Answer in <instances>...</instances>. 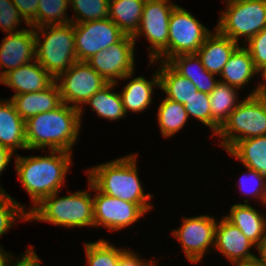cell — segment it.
<instances>
[{"instance_id": "1", "label": "cell", "mask_w": 266, "mask_h": 266, "mask_svg": "<svg viewBox=\"0 0 266 266\" xmlns=\"http://www.w3.org/2000/svg\"><path fill=\"white\" fill-rule=\"evenodd\" d=\"M81 128L80 110L62 103L58 108L32 116L25 121L28 150L48 148L67 151L78 141Z\"/></svg>"}, {"instance_id": "2", "label": "cell", "mask_w": 266, "mask_h": 266, "mask_svg": "<svg viewBox=\"0 0 266 266\" xmlns=\"http://www.w3.org/2000/svg\"><path fill=\"white\" fill-rule=\"evenodd\" d=\"M71 155L70 152L57 150H51L45 156L15 155L18 179L33 201L29 212L44 198L60 191L61 186L65 185V177L72 163Z\"/></svg>"}, {"instance_id": "3", "label": "cell", "mask_w": 266, "mask_h": 266, "mask_svg": "<svg viewBox=\"0 0 266 266\" xmlns=\"http://www.w3.org/2000/svg\"><path fill=\"white\" fill-rule=\"evenodd\" d=\"M137 153L99 164L86 172L100 192L137 205H151L150 193L145 194L139 180Z\"/></svg>"}, {"instance_id": "4", "label": "cell", "mask_w": 266, "mask_h": 266, "mask_svg": "<svg viewBox=\"0 0 266 266\" xmlns=\"http://www.w3.org/2000/svg\"><path fill=\"white\" fill-rule=\"evenodd\" d=\"M89 191H77L59 197L58 191L44 198L29 212V221H44L63 227H94L92 183Z\"/></svg>"}, {"instance_id": "5", "label": "cell", "mask_w": 266, "mask_h": 266, "mask_svg": "<svg viewBox=\"0 0 266 266\" xmlns=\"http://www.w3.org/2000/svg\"><path fill=\"white\" fill-rule=\"evenodd\" d=\"M34 34L36 38V61L54 79L78 61L73 23L40 26L34 28ZM40 35L44 41L40 40Z\"/></svg>"}, {"instance_id": "6", "label": "cell", "mask_w": 266, "mask_h": 266, "mask_svg": "<svg viewBox=\"0 0 266 266\" xmlns=\"http://www.w3.org/2000/svg\"><path fill=\"white\" fill-rule=\"evenodd\" d=\"M216 135L227 152L239 140L266 135V97L256 94L241 100Z\"/></svg>"}, {"instance_id": "7", "label": "cell", "mask_w": 266, "mask_h": 266, "mask_svg": "<svg viewBox=\"0 0 266 266\" xmlns=\"http://www.w3.org/2000/svg\"><path fill=\"white\" fill-rule=\"evenodd\" d=\"M227 9L221 16L216 29L224 36L239 43L244 37L247 42L266 27V0H225Z\"/></svg>"}, {"instance_id": "8", "label": "cell", "mask_w": 266, "mask_h": 266, "mask_svg": "<svg viewBox=\"0 0 266 266\" xmlns=\"http://www.w3.org/2000/svg\"><path fill=\"white\" fill-rule=\"evenodd\" d=\"M176 6L173 2L146 0L138 30L132 36L135 43L138 36H145L151 46L149 65L163 61L168 62L169 19Z\"/></svg>"}, {"instance_id": "9", "label": "cell", "mask_w": 266, "mask_h": 266, "mask_svg": "<svg viewBox=\"0 0 266 266\" xmlns=\"http://www.w3.org/2000/svg\"><path fill=\"white\" fill-rule=\"evenodd\" d=\"M55 81L60 89L62 103H71V106L78 108L80 120L84 111L80 104L83 106L91 96L108 84L86 61H76Z\"/></svg>"}, {"instance_id": "10", "label": "cell", "mask_w": 266, "mask_h": 266, "mask_svg": "<svg viewBox=\"0 0 266 266\" xmlns=\"http://www.w3.org/2000/svg\"><path fill=\"white\" fill-rule=\"evenodd\" d=\"M212 32L189 11L176 5L169 19L168 61L181 54H196Z\"/></svg>"}, {"instance_id": "11", "label": "cell", "mask_w": 266, "mask_h": 266, "mask_svg": "<svg viewBox=\"0 0 266 266\" xmlns=\"http://www.w3.org/2000/svg\"><path fill=\"white\" fill-rule=\"evenodd\" d=\"M94 227L104 226L109 230H122L141 219L153 205H137L100 192L93 184Z\"/></svg>"}, {"instance_id": "12", "label": "cell", "mask_w": 266, "mask_h": 266, "mask_svg": "<svg viewBox=\"0 0 266 266\" xmlns=\"http://www.w3.org/2000/svg\"><path fill=\"white\" fill-rule=\"evenodd\" d=\"M135 41L125 35L119 42L99 51L86 62L108 83L119 79H130L135 69Z\"/></svg>"}, {"instance_id": "13", "label": "cell", "mask_w": 266, "mask_h": 266, "mask_svg": "<svg viewBox=\"0 0 266 266\" xmlns=\"http://www.w3.org/2000/svg\"><path fill=\"white\" fill-rule=\"evenodd\" d=\"M73 28L78 61H87L125 36L110 18L76 23L73 24Z\"/></svg>"}, {"instance_id": "14", "label": "cell", "mask_w": 266, "mask_h": 266, "mask_svg": "<svg viewBox=\"0 0 266 266\" xmlns=\"http://www.w3.org/2000/svg\"><path fill=\"white\" fill-rule=\"evenodd\" d=\"M216 225L214 217L199 215L184 217L179 229L173 230L188 261L199 263L206 252L209 253V246L215 245Z\"/></svg>"}, {"instance_id": "15", "label": "cell", "mask_w": 266, "mask_h": 266, "mask_svg": "<svg viewBox=\"0 0 266 266\" xmlns=\"http://www.w3.org/2000/svg\"><path fill=\"white\" fill-rule=\"evenodd\" d=\"M22 29L17 33H10L0 44V78L7 72L17 69L36 59V38L34 28ZM34 59V60H33Z\"/></svg>"}, {"instance_id": "16", "label": "cell", "mask_w": 266, "mask_h": 266, "mask_svg": "<svg viewBox=\"0 0 266 266\" xmlns=\"http://www.w3.org/2000/svg\"><path fill=\"white\" fill-rule=\"evenodd\" d=\"M221 219L215 229V249L234 265L254 262L256 255L250 249L256 245L225 217Z\"/></svg>"}, {"instance_id": "17", "label": "cell", "mask_w": 266, "mask_h": 266, "mask_svg": "<svg viewBox=\"0 0 266 266\" xmlns=\"http://www.w3.org/2000/svg\"><path fill=\"white\" fill-rule=\"evenodd\" d=\"M54 81L55 79L36 59L7 72L0 78V83L14 89V95L42 91Z\"/></svg>"}, {"instance_id": "18", "label": "cell", "mask_w": 266, "mask_h": 266, "mask_svg": "<svg viewBox=\"0 0 266 266\" xmlns=\"http://www.w3.org/2000/svg\"><path fill=\"white\" fill-rule=\"evenodd\" d=\"M10 100L24 121L40 113L54 110L62 104L56 81L42 91L12 95Z\"/></svg>"}, {"instance_id": "19", "label": "cell", "mask_w": 266, "mask_h": 266, "mask_svg": "<svg viewBox=\"0 0 266 266\" xmlns=\"http://www.w3.org/2000/svg\"><path fill=\"white\" fill-rule=\"evenodd\" d=\"M239 45L215 28L214 33L206 38L196 54L209 73L220 75L229 57Z\"/></svg>"}, {"instance_id": "20", "label": "cell", "mask_w": 266, "mask_h": 266, "mask_svg": "<svg viewBox=\"0 0 266 266\" xmlns=\"http://www.w3.org/2000/svg\"><path fill=\"white\" fill-rule=\"evenodd\" d=\"M0 145L9 148L26 149L25 121L16 112L10 99H0Z\"/></svg>"}, {"instance_id": "21", "label": "cell", "mask_w": 266, "mask_h": 266, "mask_svg": "<svg viewBox=\"0 0 266 266\" xmlns=\"http://www.w3.org/2000/svg\"><path fill=\"white\" fill-rule=\"evenodd\" d=\"M177 73L188 78L198 91L210 94L220 82L209 73L197 54H181L167 62Z\"/></svg>"}, {"instance_id": "22", "label": "cell", "mask_w": 266, "mask_h": 266, "mask_svg": "<svg viewBox=\"0 0 266 266\" xmlns=\"http://www.w3.org/2000/svg\"><path fill=\"white\" fill-rule=\"evenodd\" d=\"M244 202L232 205L230 214L225 218L257 246L264 238L266 217L250 206L248 200Z\"/></svg>"}, {"instance_id": "23", "label": "cell", "mask_w": 266, "mask_h": 266, "mask_svg": "<svg viewBox=\"0 0 266 266\" xmlns=\"http://www.w3.org/2000/svg\"><path fill=\"white\" fill-rule=\"evenodd\" d=\"M258 75L249 51L242 45L238 46L229 57L220 76V82L233 86L237 89L245 87L248 82Z\"/></svg>"}, {"instance_id": "24", "label": "cell", "mask_w": 266, "mask_h": 266, "mask_svg": "<svg viewBox=\"0 0 266 266\" xmlns=\"http://www.w3.org/2000/svg\"><path fill=\"white\" fill-rule=\"evenodd\" d=\"M151 81L144 76L134 77L121 91V98L125 113L143 112L152 102L153 87H160L159 72L153 74Z\"/></svg>"}, {"instance_id": "25", "label": "cell", "mask_w": 266, "mask_h": 266, "mask_svg": "<svg viewBox=\"0 0 266 266\" xmlns=\"http://www.w3.org/2000/svg\"><path fill=\"white\" fill-rule=\"evenodd\" d=\"M238 90L228 84L219 82L209 94L211 108V130L216 135L228 116L238 106Z\"/></svg>"}, {"instance_id": "26", "label": "cell", "mask_w": 266, "mask_h": 266, "mask_svg": "<svg viewBox=\"0 0 266 266\" xmlns=\"http://www.w3.org/2000/svg\"><path fill=\"white\" fill-rule=\"evenodd\" d=\"M228 153L266 177V135L239 140Z\"/></svg>"}, {"instance_id": "27", "label": "cell", "mask_w": 266, "mask_h": 266, "mask_svg": "<svg viewBox=\"0 0 266 266\" xmlns=\"http://www.w3.org/2000/svg\"><path fill=\"white\" fill-rule=\"evenodd\" d=\"M146 0H110L108 18L125 35L133 36L139 28Z\"/></svg>"}, {"instance_id": "28", "label": "cell", "mask_w": 266, "mask_h": 266, "mask_svg": "<svg viewBox=\"0 0 266 266\" xmlns=\"http://www.w3.org/2000/svg\"><path fill=\"white\" fill-rule=\"evenodd\" d=\"M158 68L160 89L168 99L185 104L198 90L186 77L177 73L167 62L160 61Z\"/></svg>"}, {"instance_id": "29", "label": "cell", "mask_w": 266, "mask_h": 266, "mask_svg": "<svg viewBox=\"0 0 266 266\" xmlns=\"http://www.w3.org/2000/svg\"><path fill=\"white\" fill-rule=\"evenodd\" d=\"M117 83H108L91 96L85 104L103 119L119 120L126 116L121 95L113 90Z\"/></svg>"}, {"instance_id": "30", "label": "cell", "mask_w": 266, "mask_h": 266, "mask_svg": "<svg viewBox=\"0 0 266 266\" xmlns=\"http://www.w3.org/2000/svg\"><path fill=\"white\" fill-rule=\"evenodd\" d=\"M160 132L165 138L174 136L183 129L189 119L184 104L164 98L160 102L157 113Z\"/></svg>"}, {"instance_id": "31", "label": "cell", "mask_w": 266, "mask_h": 266, "mask_svg": "<svg viewBox=\"0 0 266 266\" xmlns=\"http://www.w3.org/2000/svg\"><path fill=\"white\" fill-rule=\"evenodd\" d=\"M84 244L88 266H118L120 255L126 249L116 248L105 239Z\"/></svg>"}, {"instance_id": "32", "label": "cell", "mask_w": 266, "mask_h": 266, "mask_svg": "<svg viewBox=\"0 0 266 266\" xmlns=\"http://www.w3.org/2000/svg\"><path fill=\"white\" fill-rule=\"evenodd\" d=\"M69 6V0H40L36 15V28L69 24L70 17L66 14Z\"/></svg>"}, {"instance_id": "33", "label": "cell", "mask_w": 266, "mask_h": 266, "mask_svg": "<svg viewBox=\"0 0 266 266\" xmlns=\"http://www.w3.org/2000/svg\"><path fill=\"white\" fill-rule=\"evenodd\" d=\"M110 0H69L75 12L70 18L73 24L87 21L105 20L108 18Z\"/></svg>"}, {"instance_id": "34", "label": "cell", "mask_w": 266, "mask_h": 266, "mask_svg": "<svg viewBox=\"0 0 266 266\" xmlns=\"http://www.w3.org/2000/svg\"><path fill=\"white\" fill-rule=\"evenodd\" d=\"M6 191H0V237L7 233L18 219L29 221V211ZM14 223V224H13Z\"/></svg>"}, {"instance_id": "35", "label": "cell", "mask_w": 266, "mask_h": 266, "mask_svg": "<svg viewBox=\"0 0 266 266\" xmlns=\"http://www.w3.org/2000/svg\"><path fill=\"white\" fill-rule=\"evenodd\" d=\"M188 117H195L211 128V108L209 94L197 91L185 104Z\"/></svg>"}, {"instance_id": "36", "label": "cell", "mask_w": 266, "mask_h": 266, "mask_svg": "<svg viewBox=\"0 0 266 266\" xmlns=\"http://www.w3.org/2000/svg\"><path fill=\"white\" fill-rule=\"evenodd\" d=\"M248 169V172L242 174L239 179V187L242 192L248 196L251 195L259 200H263L265 195L266 177L255 170ZM245 176V177H244Z\"/></svg>"}, {"instance_id": "37", "label": "cell", "mask_w": 266, "mask_h": 266, "mask_svg": "<svg viewBox=\"0 0 266 266\" xmlns=\"http://www.w3.org/2000/svg\"><path fill=\"white\" fill-rule=\"evenodd\" d=\"M23 20L24 18L11 0H0V29L8 34L17 33L22 31L17 28L21 26L19 24Z\"/></svg>"}, {"instance_id": "38", "label": "cell", "mask_w": 266, "mask_h": 266, "mask_svg": "<svg viewBox=\"0 0 266 266\" xmlns=\"http://www.w3.org/2000/svg\"><path fill=\"white\" fill-rule=\"evenodd\" d=\"M244 47L249 51L257 70L266 65V27L245 42Z\"/></svg>"}, {"instance_id": "39", "label": "cell", "mask_w": 266, "mask_h": 266, "mask_svg": "<svg viewBox=\"0 0 266 266\" xmlns=\"http://www.w3.org/2000/svg\"><path fill=\"white\" fill-rule=\"evenodd\" d=\"M16 6L20 15L24 18L27 27L36 28V15L40 0H11Z\"/></svg>"}, {"instance_id": "40", "label": "cell", "mask_w": 266, "mask_h": 266, "mask_svg": "<svg viewBox=\"0 0 266 266\" xmlns=\"http://www.w3.org/2000/svg\"><path fill=\"white\" fill-rule=\"evenodd\" d=\"M118 266H157V263L151 260L147 262L139 258L136 253L127 248L121 253Z\"/></svg>"}, {"instance_id": "41", "label": "cell", "mask_w": 266, "mask_h": 266, "mask_svg": "<svg viewBox=\"0 0 266 266\" xmlns=\"http://www.w3.org/2000/svg\"><path fill=\"white\" fill-rule=\"evenodd\" d=\"M14 257H12V259L10 260V263L8 266H41L40 264V258L39 256L35 253L33 247L32 248H28L27 251L21 255L20 259L18 258L17 262H14L13 259Z\"/></svg>"}, {"instance_id": "42", "label": "cell", "mask_w": 266, "mask_h": 266, "mask_svg": "<svg viewBox=\"0 0 266 266\" xmlns=\"http://www.w3.org/2000/svg\"><path fill=\"white\" fill-rule=\"evenodd\" d=\"M13 154L14 152L9 148L0 145V175L6 169L9 162H11ZM0 191H4V189L0 187Z\"/></svg>"}, {"instance_id": "43", "label": "cell", "mask_w": 266, "mask_h": 266, "mask_svg": "<svg viewBox=\"0 0 266 266\" xmlns=\"http://www.w3.org/2000/svg\"><path fill=\"white\" fill-rule=\"evenodd\" d=\"M259 76H262L265 82L260 83L259 85H257L256 89L252 90L251 93H249L248 95H261V96H265L266 97V65H264L263 67H261L258 70V74H260Z\"/></svg>"}, {"instance_id": "44", "label": "cell", "mask_w": 266, "mask_h": 266, "mask_svg": "<svg viewBox=\"0 0 266 266\" xmlns=\"http://www.w3.org/2000/svg\"><path fill=\"white\" fill-rule=\"evenodd\" d=\"M258 256H255L254 262L260 266H266V242L262 240L255 248Z\"/></svg>"}, {"instance_id": "45", "label": "cell", "mask_w": 266, "mask_h": 266, "mask_svg": "<svg viewBox=\"0 0 266 266\" xmlns=\"http://www.w3.org/2000/svg\"><path fill=\"white\" fill-rule=\"evenodd\" d=\"M0 246V266H8L10 263V260L12 259L11 253L5 252L4 248H1Z\"/></svg>"}, {"instance_id": "46", "label": "cell", "mask_w": 266, "mask_h": 266, "mask_svg": "<svg viewBox=\"0 0 266 266\" xmlns=\"http://www.w3.org/2000/svg\"><path fill=\"white\" fill-rule=\"evenodd\" d=\"M235 266H250V263H244V264H237Z\"/></svg>"}, {"instance_id": "47", "label": "cell", "mask_w": 266, "mask_h": 266, "mask_svg": "<svg viewBox=\"0 0 266 266\" xmlns=\"http://www.w3.org/2000/svg\"><path fill=\"white\" fill-rule=\"evenodd\" d=\"M263 203H264V205L266 206V196L263 197L262 205H263Z\"/></svg>"}, {"instance_id": "48", "label": "cell", "mask_w": 266, "mask_h": 266, "mask_svg": "<svg viewBox=\"0 0 266 266\" xmlns=\"http://www.w3.org/2000/svg\"><path fill=\"white\" fill-rule=\"evenodd\" d=\"M250 266H260V265L256 264L255 262H252L250 263Z\"/></svg>"}, {"instance_id": "49", "label": "cell", "mask_w": 266, "mask_h": 266, "mask_svg": "<svg viewBox=\"0 0 266 266\" xmlns=\"http://www.w3.org/2000/svg\"><path fill=\"white\" fill-rule=\"evenodd\" d=\"M263 240L266 242V229H265V233H264V238Z\"/></svg>"}, {"instance_id": "50", "label": "cell", "mask_w": 266, "mask_h": 266, "mask_svg": "<svg viewBox=\"0 0 266 266\" xmlns=\"http://www.w3.org/2000/svg\"><path fill=\"white\" fill-rule=\"evenodd\" d=\"M158 1H166V2H171V1H169V0H158Z\"/></svg>"}]
</instances>
